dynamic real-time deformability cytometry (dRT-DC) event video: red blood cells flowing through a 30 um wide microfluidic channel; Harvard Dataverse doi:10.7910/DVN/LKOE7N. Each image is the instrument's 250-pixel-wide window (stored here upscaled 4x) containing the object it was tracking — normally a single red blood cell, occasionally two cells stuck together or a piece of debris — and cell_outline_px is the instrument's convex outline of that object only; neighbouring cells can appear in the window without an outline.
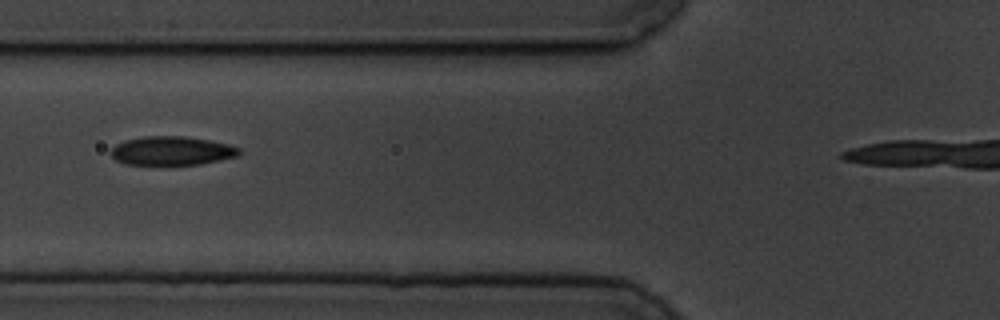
{"species": "common noctule bat (a hibernating species)", "species_latin": "Nyctalus noctula", "temperature_condition": "cold", "stored_images_in_passage": 6, "camera_frame_rate_fps": 3000, "um_per_image_px": 0.085, "animal": {"sex": "male", "body_mass_g": 19.5, "forearm_length_mm": 54.6}, "frame": {"image": 1, "passage_image": 3, "time_ms": 2.333, "image_size_px": [1000, 320], "cell_outline_px": [[240, 152], [236, 156], [220, 160], [200, 164], [124, 164], [116, 160], [112, 156], [112, 148], [116, 144], [124, 140], [144, 136], [184, 136], [208, 140], [228, 144], [240, 148]], "centroid_in_image_um": [14.59, 12.81], "position_along_channel_um": 111.2, "area_um2": 21.33}}
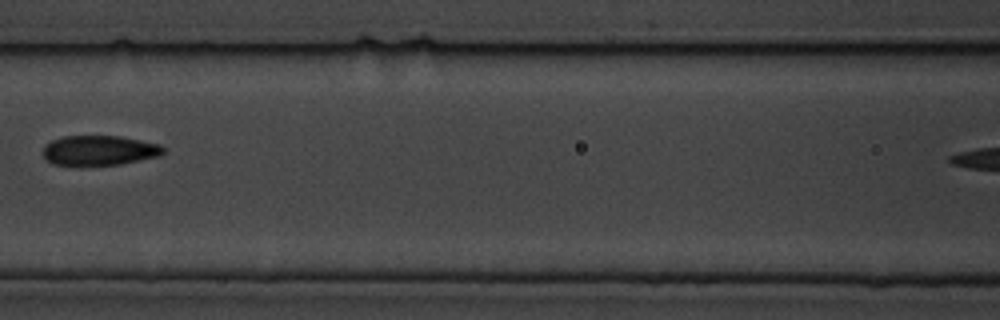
{"frame": {"image": 2, "passage_image": 4, "time_ms": 3.667, "image_size_px": [1000, 320], "cell_outline_px": [[164, 152], [160, 156], [120, 164], [52, 164], [44, 156], [44, 144], [52, 140], [64, 136], [120, 136], [160, 144], [164, 148]], "centroid_in_image_um": [8.46, 12.76], "position_along_channel_um": 158.1, "area_um2": 20.63}}
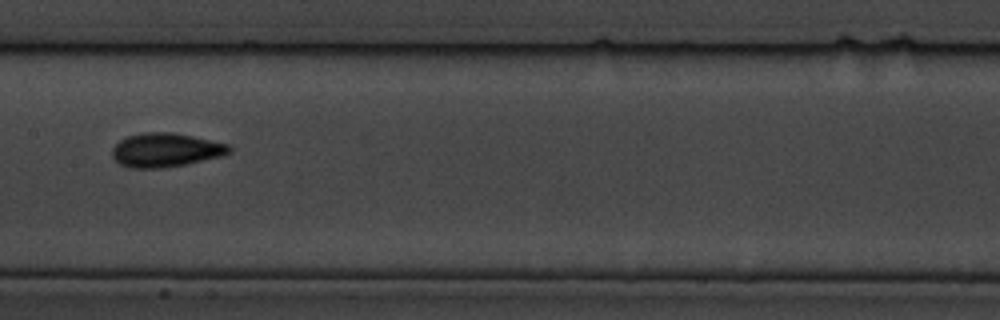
{"frame": {"image": 3, "passage_image": 5, "time_ms": 4.667, "image_size_px": [1000, 320], "cell_outline_px": [[232, 152], [220, 156], [184, 164], [164, 168], [128, 168], [120, 164], [112, 156], [112, 148], [120, 140], [128, 136], [144, 132], [172, 132], [192, 136], [228, 144], [232, 148]], "centroid_in_image_um": [14.06, 12.75], "position_along_channel_um": 193.3, "area_um2": 23.0}}